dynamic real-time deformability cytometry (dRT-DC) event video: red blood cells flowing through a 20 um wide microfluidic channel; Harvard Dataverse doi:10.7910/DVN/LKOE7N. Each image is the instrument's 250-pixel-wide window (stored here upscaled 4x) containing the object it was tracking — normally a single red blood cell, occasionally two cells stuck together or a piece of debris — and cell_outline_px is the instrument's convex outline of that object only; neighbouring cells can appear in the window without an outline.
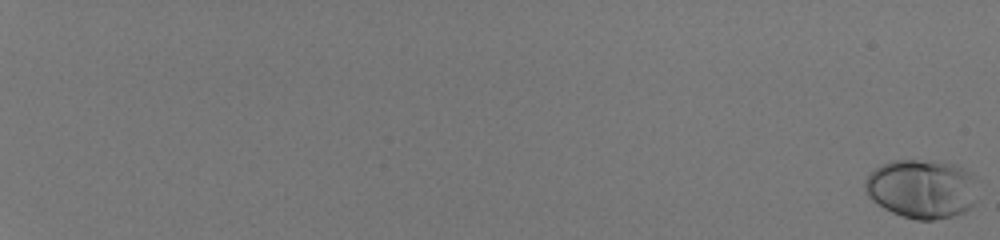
{"species": "human", "species_latin": "Homo sapiens", "temperature_condition": "room temperature", "stored_images_in_passage": 57, "camera_frame_rate_fps": 3000, "um_per_image_px": 0.085, "donor": {"sex": "male"}, "frame": {"image": 1, "passage_image": 1, "time_ms": 0.0, "image_size_px": [1000, 240], "cell_outline_px": [[976, 200], [964, 212], [952, 216], [932, 220], [916, 220], [892, 212], [884, 208], [872, 200], [868, 196], [864, 188], [864, 180], [880, 164], [892, 160], [916, 160], [956, 164], [972, 172]], "centroid_in_image_um": [78.33, 16.04], "position_along_channel_um": 6.7, "area_um2": 38.61}}
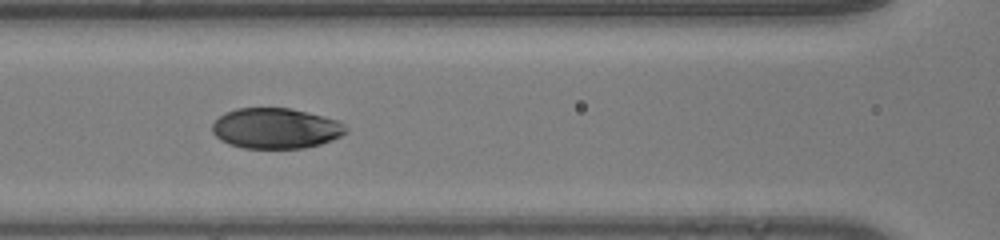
{"frame": {"image": 2, "passage_image": 33, "time_ms": 10.667, "image_size_px": [1000, 240], "cell_outline_px": [[348, 132], [332, 140], [320, 144], [304, 148], [244, 148], [228, 144], [220, 140], [212, 132], [212, 124], [224, 112], [236, 108], [292, 108], [324, 116], [336, 120], [344, 124], [348, 128]], "centroid_in_image_um": [23.44, 10.9], "position_along_channel_um": 143.2, "area_um2": 31.73}}
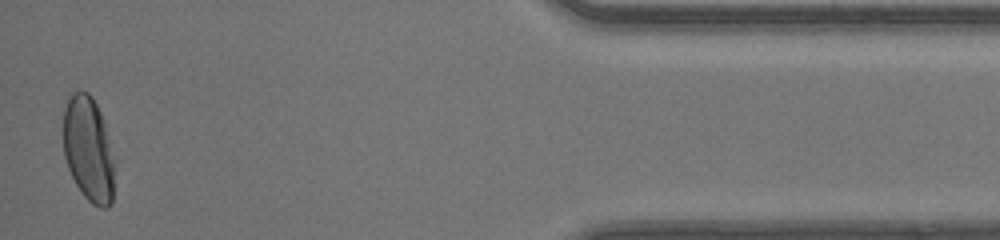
{"frame": {"image": 3, "passage_image": 57, "time_ms": 18.667, "image_size_px": [1000, 240], "cell_outline_px": [[112, 200], [108, 208], [100, 208], [92, 204], [84, 196], [76, 184], [68, 168], [64, 156], [64, 108], [72, 92], [88, 92], [92, 96], [104, 120], [108, 136], [112, 160]], "centroid_in_image_um": [7.49, 12.67], "position_along_channel_um": 427.7, "area_um2": 30.75}, "authors_computed_cell_mechanics": {"area_um2": 33.1772, "velocity_mm_per_s": 4.175, "shape_relaxation_time_tau1_ms": 2.9634, "shape_relaxation_time_tau2_ms": null, "deformation_change_tau1": 0.1503, "deformation_change_tau2": null}}